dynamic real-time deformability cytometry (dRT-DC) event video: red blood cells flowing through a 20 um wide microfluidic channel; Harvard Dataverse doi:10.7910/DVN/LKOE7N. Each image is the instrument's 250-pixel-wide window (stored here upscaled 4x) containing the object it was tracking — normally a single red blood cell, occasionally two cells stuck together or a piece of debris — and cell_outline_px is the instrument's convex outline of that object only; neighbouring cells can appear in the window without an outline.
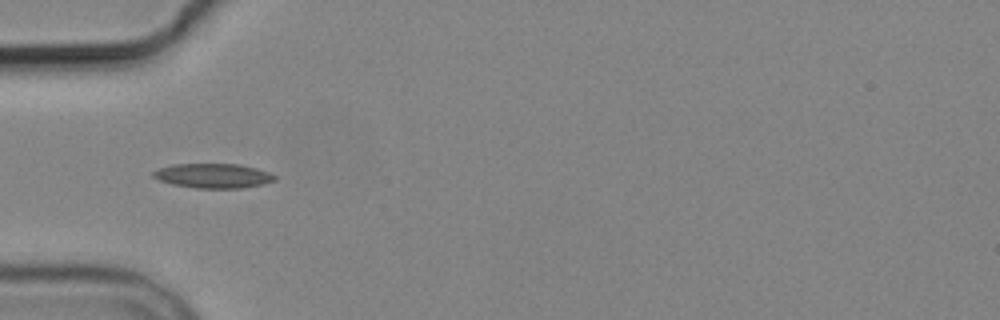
{"species": "common noctule bat (a hibernating species)", "species_latin": "Nyctalus noctula", "temperature_condition": "cold", "stored_images_in_passage": 6, "camera_frame_rate_fps": 3000, "um_per_image_px": 0.085, "animal": {"sex": "male", "body_mass_g": 19.2, "forearm_length_mm": 51.8}, "frame": {"image": 1, "passage_image": 5, "time_ms": 5.667, "image_size_px": [1000, 320], "cell_outline_px": [[276, 180], [264, 184], [240, 188], [196, 188], [172, 184], [160, 180], [152, 176], [152, 172], [160, 168], [172, 164], [240, 164], [256, 168], [268, 172], [276, 176]], "centroid_in_image_um": [18.13, 14.94], "position_along_channel_um": 66.9, "area_um2": 17.34}}